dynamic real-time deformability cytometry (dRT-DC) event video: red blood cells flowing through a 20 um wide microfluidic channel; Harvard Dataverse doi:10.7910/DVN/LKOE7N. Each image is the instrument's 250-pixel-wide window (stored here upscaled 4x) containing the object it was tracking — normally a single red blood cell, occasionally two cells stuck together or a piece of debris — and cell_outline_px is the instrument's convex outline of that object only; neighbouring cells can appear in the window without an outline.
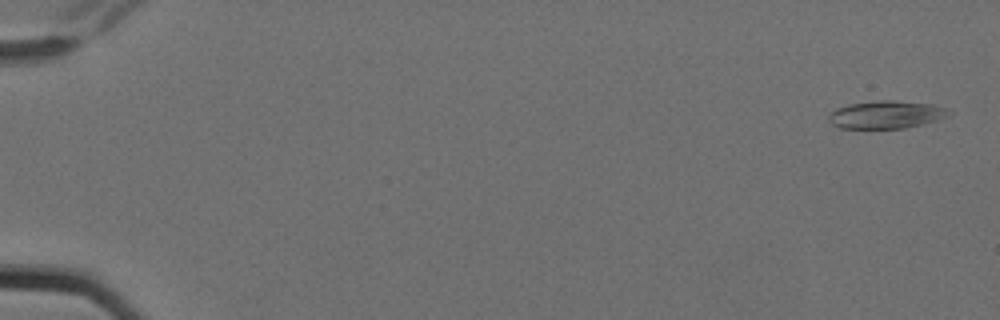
{"species": "Egyptian fruit bat (a non-hibernating species)", "species_latin": "Rousettus aegyptiacus", "temperature_condition": "cold", "stored_images_in_passage": 7, "camera_frame_rate_fps": 3000, "um_per_image_px": 0.085, "animal": {"sex": "female"}, "frame": {"image": 1, "passage_image": 1, "time_ms": 0.0, "image_size_px": [1000, 320], "cell_outline_px": [[952, 112], [948, 116], [936, 120], [904, 128], [840, 128], [832, 124], [828, 120], [828, 116], [836, 108], [848, 104], [880, 100], [892, 100], [932, 104], [944, 108]], "centroid_in_image_um": [75.29, 9.74], "position_along_channel_um": 9.7, "area_um2": 19.25}}
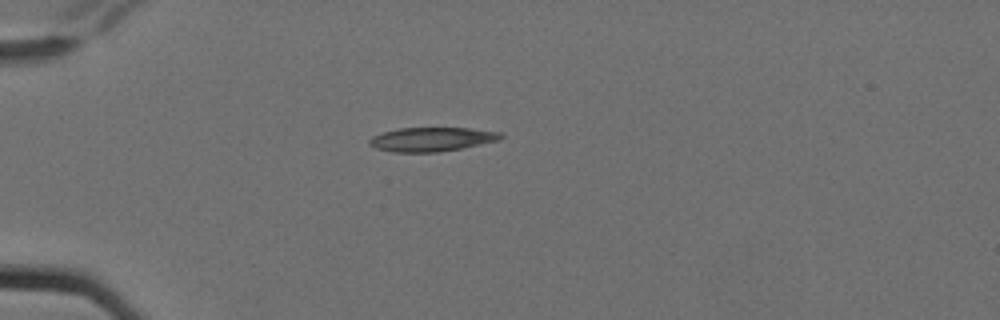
{"frame": {"image": 2, "passage_image": 5, "time_ms": 1.333, "image_size_px": [1000, 320], "cell_outline_px": [[504, 136], [500, 140], [440, 152], [392, 152], [376, 148], [368, 144], [368, 140], [372, 136], [384, 132], [400, 128], [468, 128], [504, 132]], "centroid_in_image_um": [36.71, 11.84], "position_along_channel_um": 48.3, "area_um2": 18.44}}
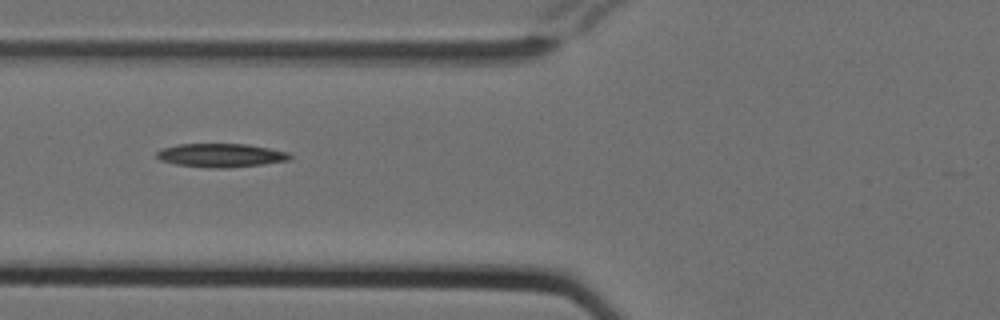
{"frame": {"image": 3, "passage_image": 7, "time_ms": 2.0, "image_size_px": [1000, 320], "cell_outline_px": [[292, 156], [288, 160], [264, 164], [228, 168], [212, 168], [176, 164], [160, 160], [156, 156], [156, 152], [164, 148], [176, 144], [248, 144], [288, 152]], "centroid_in_image_um": [18.77, 13.2], "position_along_channel_um": 107.0, "area_um2": 18.26}}